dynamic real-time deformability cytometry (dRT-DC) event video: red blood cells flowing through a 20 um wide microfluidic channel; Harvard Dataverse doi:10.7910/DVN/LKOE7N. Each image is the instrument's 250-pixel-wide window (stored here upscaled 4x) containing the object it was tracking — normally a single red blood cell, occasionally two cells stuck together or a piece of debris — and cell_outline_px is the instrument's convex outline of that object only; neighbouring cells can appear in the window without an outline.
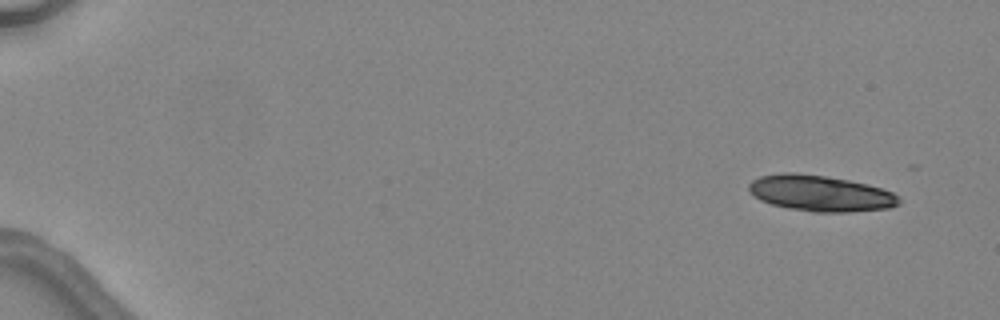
{"species": "common noctule bat (a hibernating species)", "species_latin": "Nyctalus noctula", "temperature_condition": "warm", "stored_images_in_passage": 5, "camera_frame_rate_fps": 3000, "um_per_image_px": 0.085, "animal": {"sex": "female", "body_mass_g": 24.6, "forearm_length_mm": 56.2}, "frame": {"image": 1, "passage_image": 1, "time_ms": 0.0, "image_size_px": [1000, 320], "cell_outline_px": [[900, 204], [888, 208], [848, 212], [812, 212], [788, 208], [772, 204], [760, 200], [748, 192], [748, 184], [752, 180], [760, 176], [784, 172], [792, 172], [824, 176], [848, 180], [868, 184], [892, 192], [900, 196]], "centroid_in_image_um": [69.71, 16.43], "position_along_channel_um": 15.3, "area_um2": 31.56}}